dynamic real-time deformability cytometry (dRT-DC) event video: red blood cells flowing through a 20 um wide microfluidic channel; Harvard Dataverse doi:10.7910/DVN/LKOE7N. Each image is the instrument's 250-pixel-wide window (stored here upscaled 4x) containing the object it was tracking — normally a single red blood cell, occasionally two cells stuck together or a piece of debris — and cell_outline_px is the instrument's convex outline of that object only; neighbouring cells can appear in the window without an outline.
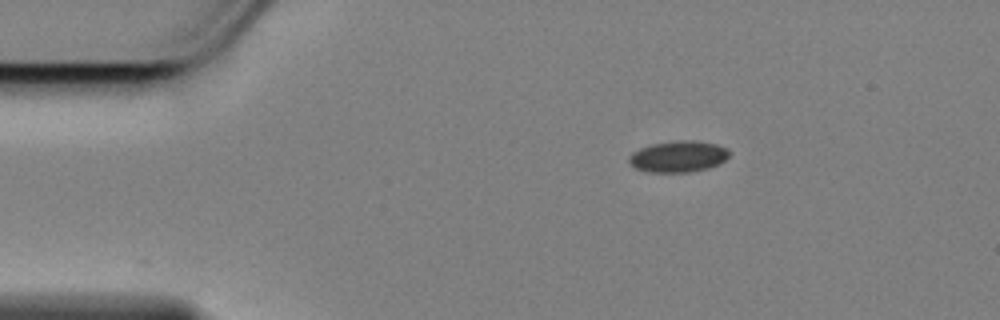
{"species": "Egyptian fruit bat (a non-hibernating species)", "species_latin": "Rousettus aegyptiacus", "temperature_condition": "cold", "stored_images_in_passage": 49, "camera_frame_rate_fps": 3000, "um_per_image_px": 0.085, "animal": {"sex": "female"}, "frame": {"image": 1, "passage_image": 1, "time_ms": 0.0, "image_size_px": [1000, 320], "cell_outline_px": [[728, 156], [724, 160], [708, 168], [688, 172], [648, 172], [636, 168], [628, 160], [628, 156], [632, 152], [640, 148], [652, 144], [680, 140], [692, 140], [716, 144], [728, 148]], "centroid_in_image_um": [57.63, 13.3], "position_along_channel_um": 27.4, "area_um2": 18.09}}
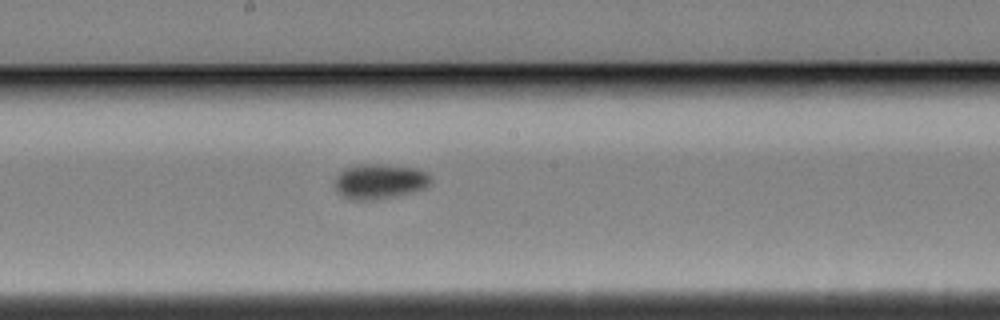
{"frame": {"image": 2, "passage_image": 22, "time_ms": 7.0, "image_size_px": [1000, 320], "cell_outline_px": [[432, 180], [424, 188], [412, 192], [396, 196], [376, 200], [348, 200], [336, 192], [336, 176], [344, 168], [360, 164], [384, 164], [416, 168], [424, 172]], "centroid_in_image_um": [32.22, 15.43], "position_along_channel_um": 216.0, "area_um2": 19.65}}
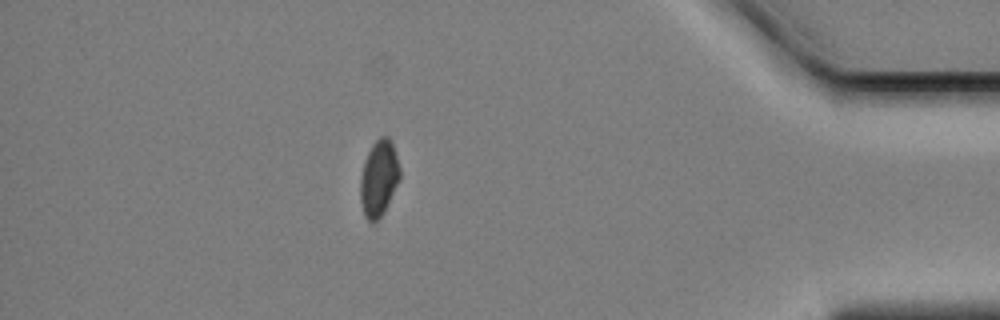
{"frame": {"image": 3, "passage_image": 42, "time_ms": 13.667, "image_size_px": [1000, 320], "cell_outline_px": [[400, 180], [384, 212], [372, 224], [364, 216], [360, 200], [360, 176], [368, 152], [372, 144], [380, 136], [388, 136], [392, 144], [400, 168]], "centroid_in_image_um": [32.2, 15.17], "position_along_channel_um": 403.0, "area_um2": 17.51}, "authors_computed_cell_mechanics": {"area_um2": 18.3226, "velocity_mm_per_s": 3.4579, "shape_relaxation_time_tau1_ms": 7.1443, "shape_relaxation_time_tau2_ms": null, "deformation_change_tau1": 0.0823, "deformation_change_tau2": null}}